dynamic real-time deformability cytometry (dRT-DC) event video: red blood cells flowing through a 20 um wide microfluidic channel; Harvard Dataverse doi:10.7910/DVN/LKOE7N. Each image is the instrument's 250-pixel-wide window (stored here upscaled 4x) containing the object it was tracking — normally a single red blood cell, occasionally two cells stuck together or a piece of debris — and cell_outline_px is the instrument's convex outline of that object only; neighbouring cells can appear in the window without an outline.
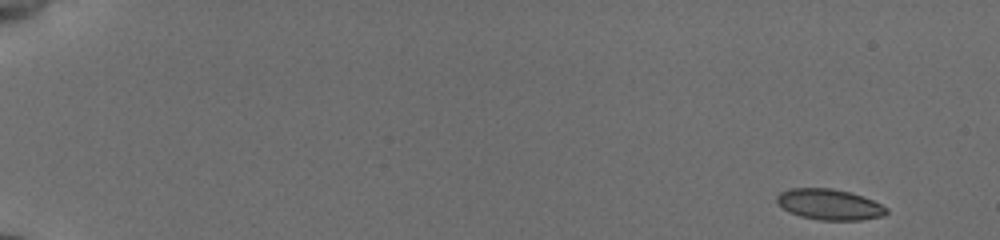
{"species": "common noctule bat (a hibernating species)", "species_latin": "Nyctalus noctula", "temperature_condition": "cold", "stored_images_in_passage": 53, "camera_frame_rate_fps": 3000, "um_per_image_px": 0.085, "animal": {"sex": "female", "body_mass_g": 19.5, "forearm_length_mm": 54.1}, "frame": {"image": 1, "passage_image": 1, "time_ms": 0.0, "image_size_px": [1000, 240], "cell_outline_px": [[888, 212], [884, 216], [860, 220], [820, 220], [800, 216], [788, 212], [776, 204], [776, 196], [780, 192], [788, 188], [832, 188], [848, 192], [872, 200], [888, 208]], "centroid_in_image_um": [70.45, 17.38], "position_along_channel_um": 14.6, "area_um2": 19.77}}
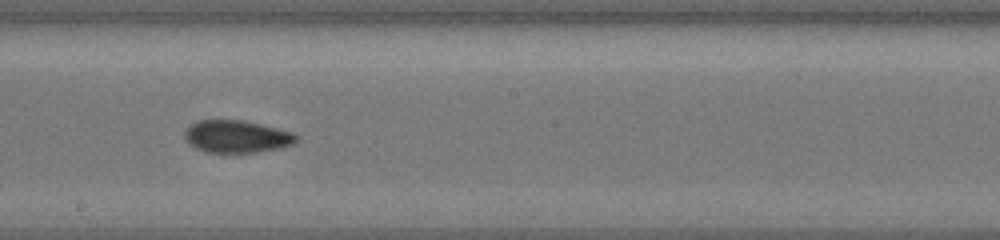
{"frame": {"image": 2, "passage_image": 31, "time_ms": 10.0, "image_size_px": [1000, 240], "cell_outline_px": [[296, 144], [280, 148], [256, 152], [204, 152], [188, 144], [184, 136], [184, 132], [192, 124], [200, 120], [244, 120], [292, 132], [296, 136]], "centroid_in_image_um": [20.11, 11.61], "position_along_channel_um": 228.1, "area_um2": 20.98}}
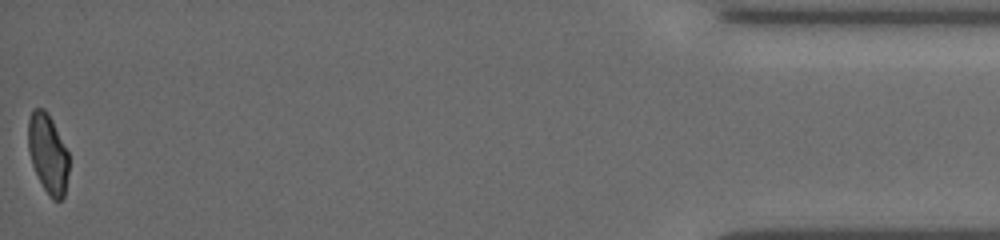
{"frame": {"image": 3, "passage_image": 53, "time_ms": 17.333, "image_size_px": [1000, 240], "cell_outline_px": [[68, 172], [64, 196], [60, 200], [52, 200], [48, 196], [32, 164], [28, 148], [28, 120], [32, 108], [44, 108], [48, 112], [68, 152]], "centroid_in_image_um": [4.06, 13.03], "position_along_channel_um": 431.1, "area_um2": 18.73}, "authors_computed_cell_mechanics": {"area_um2": 20.23, "velocity_mm_per_s": 3.8319, "shape_relaxation_time_tau1_ms": null, "shape_relaxation_time_tau2_ms": 1.7605, "deformation_change_tau1": null, "deformation_change_tau2": 0.0499}}